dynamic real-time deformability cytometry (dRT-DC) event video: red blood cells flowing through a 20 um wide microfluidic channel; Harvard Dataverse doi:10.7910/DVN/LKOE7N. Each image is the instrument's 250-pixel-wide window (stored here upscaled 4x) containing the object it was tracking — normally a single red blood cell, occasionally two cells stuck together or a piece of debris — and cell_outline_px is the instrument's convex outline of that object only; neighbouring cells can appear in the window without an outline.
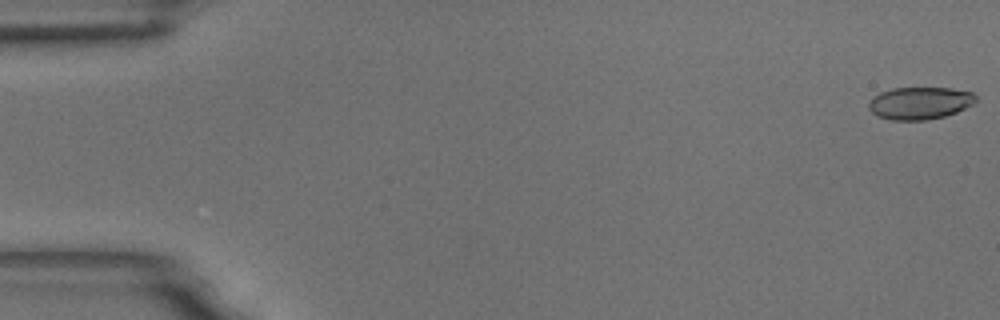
{"species": "common noctule bat (a hibernating species)", "species_latin": "Nyctalus noctula", "temperature_condition": "room temperature", "stored_images_in_passage": 57, "camera_frame_rate_fps": 3000, "um_per_image_px": 0.085, "animal": {"sex": "male", "body_mass_g": 18.8}, "frame": {"image": 1, "passage_image": 1, "time_ms": 0.0, "image_size_px": [1000, 320], "cell_outline_px": [[976, 100], [972, 104], [956, 112], [944, 116], [928, 120], [892, 120], [876, 116], [868, 108], [868, 104], [880, 92], [892, 88], [952, 88], [972, 92], [976, 96]], "centroid_in_image_um": [78.18, 8.76], "position_along_channel_um": 6.8, "area_um2": 20.11}}
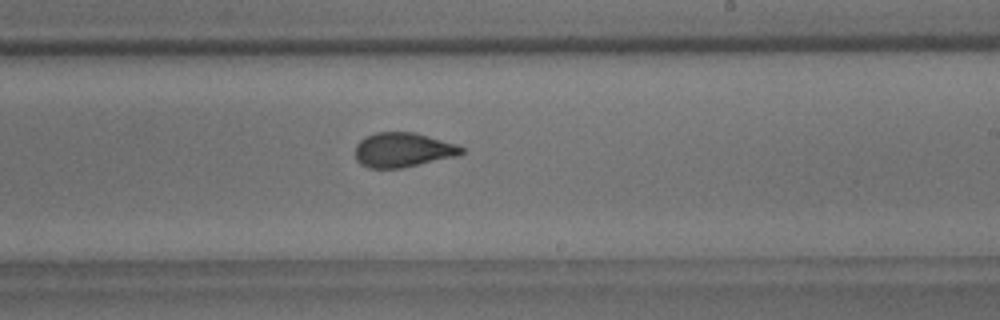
{"frame": {"image": 2, "passage_image": 34, "time_ms": 11.0, "image_size_px": [1000, 320], "cell_outline_px": [[464, 152], [456, 156], [400, 168], [368, 168], [360, 164], [356, 160], [356, 144], [364, 136], [376, 132], [416, 132], [456, 144], [464, 148]], "centroid_in_image_um": [34.22, 12.73], "position_along_channel_um": 254.8, "area_um2": 21.39}}
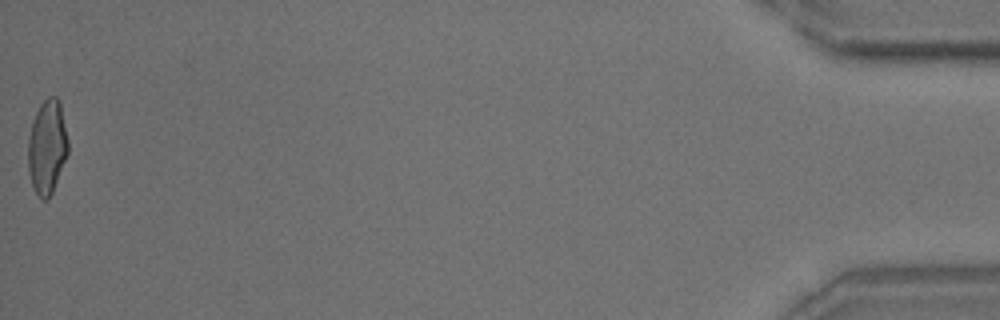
{"frame": {"image": 3, "passage_image": 57, "time_ms": 18.667, "image_size_px": [1000, 320], "cell_outline_px": [[68, 152], [52, 192], [48, 200], [40, 200], [32, 184], [28, 168], [28, 136], [32, 120], [40, 104], [48, 96], [56, 96], [60, 104], [68, 140]], "centroid_in_image_um": [3.99, 12.49], "position_along_channel_um": 431.2, "area_um2": 21.85}, "authors_computed_cell_mechanics": {"area_um2": 21.675, "velocity_mm_per_s": 3.5819, "shape_relaxation_time_tau1_ms": 4.9967, "shape_relaxation_time_tau2_ms": 1.1677, "deformation_change_tau1": 0.1697, "deformation_change_tau2": 0.0692}}